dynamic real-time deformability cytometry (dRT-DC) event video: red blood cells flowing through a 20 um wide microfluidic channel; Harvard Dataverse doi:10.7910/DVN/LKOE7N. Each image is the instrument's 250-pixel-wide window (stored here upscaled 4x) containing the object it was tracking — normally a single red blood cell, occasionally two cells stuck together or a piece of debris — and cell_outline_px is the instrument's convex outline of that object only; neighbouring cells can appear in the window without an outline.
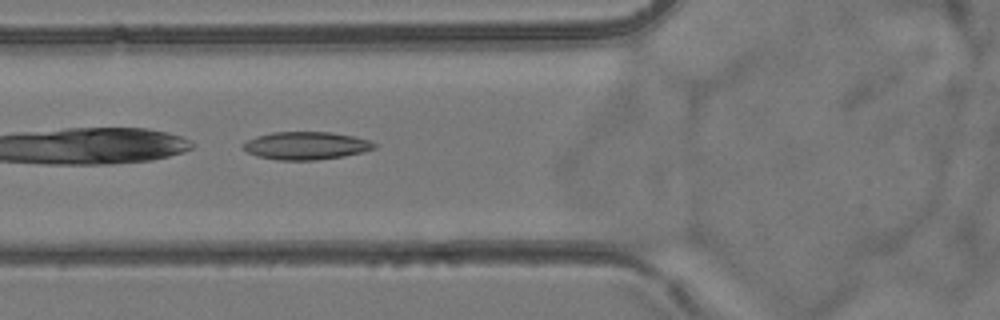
{"species": "common noctule bat (a hibernating species)", "species_latin": "Nyctalus noctula", "temperature_condition": "room temperature", "stored_images_in_passage": 4, "camera_frame_rate_fps": 3000, "um_per_image_px": 0.085, "animal": {"sex": "female", "body_mass_g": 24.6, "forearm_length_mm": 56.2}, "frame": {"image": 1, "passage_image": 4, "time_ms": 3.333, "image_size_px": [1000, 320], "cell_outline_px": [[376, 148], [344, 156], [316, 160], [276, 160], [256, 156], [240, 148], [240, 144], [256, 136], [272, 132], [328, 132], [352, 136], [368, 140], [376, 144]], "centroid_in_image_um": [25.94, 12.38], "position_along_channel_um": 99.9, "area_um2": 21.27}}